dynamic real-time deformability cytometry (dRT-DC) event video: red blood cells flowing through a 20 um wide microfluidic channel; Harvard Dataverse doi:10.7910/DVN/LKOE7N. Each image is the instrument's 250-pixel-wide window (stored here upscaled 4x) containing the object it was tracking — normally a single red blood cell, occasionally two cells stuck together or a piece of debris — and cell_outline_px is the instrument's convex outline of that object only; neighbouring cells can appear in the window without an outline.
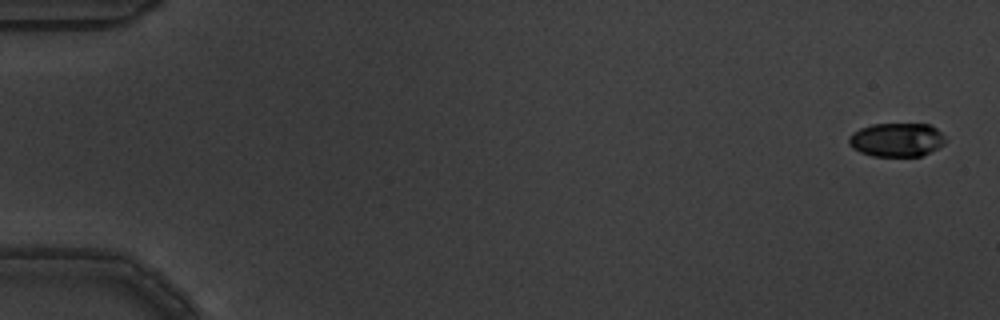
{"species": "common noctule bat (a hibernating species)", "species_latin": "Nyctalus noctula", "temperature_condition": "warm", "stored_images_in_passage": 5, "camera_frame_rate_fps": 3000, "um_per_image_px": 0.085, "animal": {"sex": "male", "body_mass_g": 19.5, "forearm_length_mm": 54.6}, "frame": {"image": 1, "passage_image": 1, "time_ms": 0.0, "image_size_px": [1000, 320], "cell_outline_px": [[948, 140], [944, 144], [920, 156], [872, 156], [860, 152], [852, 148], [848, 144], [848, 136], [852, 132], [860, 128], [872, 124], [928, 124], [936, 128]], "centroid_in_image_um": [76.18, 11.88], "position_along_channel_um": 8.8, "area_um2": 19.07}}
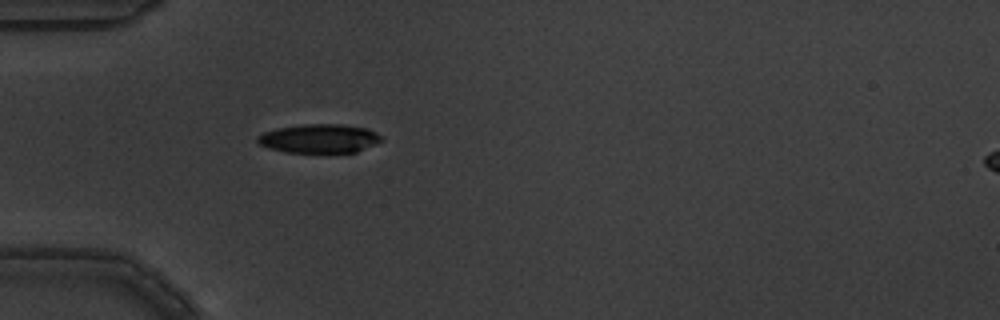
{"frame": {"image": 2, "passage_image": 5, "time_ms": 1.333, "image_size_px": [1000, 320], "cell_outline_px": [[384, 140], [356, 152], [324, 156], [284, 152], [268, 148], [260, 144], [256, 140], [256, 136], [264, 132], [276, 128], [304, 124], [340, 124], [368, 128], [376, 132]], "centroid_in_image_um": [27.13, 11.83], "position_along_channel_um": 57.9, "area_um2": 21.91}}